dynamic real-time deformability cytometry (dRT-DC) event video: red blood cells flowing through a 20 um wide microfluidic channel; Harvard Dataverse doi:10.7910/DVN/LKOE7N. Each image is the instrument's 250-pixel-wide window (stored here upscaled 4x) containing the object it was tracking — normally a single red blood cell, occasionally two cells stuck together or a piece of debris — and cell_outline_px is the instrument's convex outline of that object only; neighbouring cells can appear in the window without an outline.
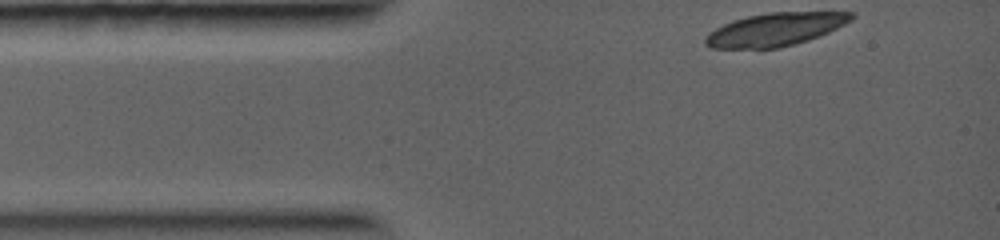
{"species": "common noctule bat (a hibernating species)", "species_latin": "Nyctalus noctula", "temperature_condition": "warm", "stored_images_in_passage": 3, "camera_frame_rate_fps": 5000, "um_per_image_px": 0.085, "animal": {"sex": "female", "body_mass_g": 19.0, "forearm_length_mm": 56.7}, "frame": {"image": 1, "passage_image": 1, "time_ms": 0.0, "image_size_px": [1000, 240], "cell_outline_px": [[856, 16], [852, 20], [828, 32], [808, 40], [780, 48], [708, 48], [704, 44], [704, 40], [708, 32], [732, 20], [748, 16], [768, 12], [856, 12]], "centroid_in_image_um": [65.88, 2.5], "position_along_channel_um": 19.1, "area_um2": 28.15}}